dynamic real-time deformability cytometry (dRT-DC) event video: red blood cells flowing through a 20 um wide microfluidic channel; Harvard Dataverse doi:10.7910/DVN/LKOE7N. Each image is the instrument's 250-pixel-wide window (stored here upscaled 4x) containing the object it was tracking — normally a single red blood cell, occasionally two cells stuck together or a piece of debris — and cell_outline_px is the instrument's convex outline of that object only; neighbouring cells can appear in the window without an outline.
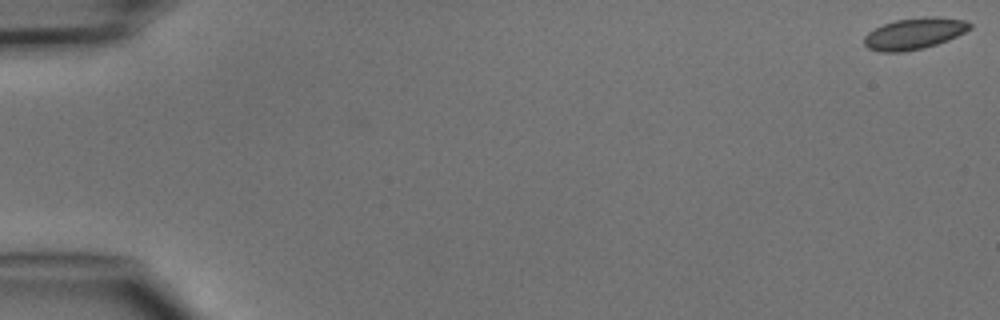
{"species": "common noctule bat (a hibernating species)", "species_latin": "Nyctalus noctula", "temperature_condition": "cold", "stored_images_in_passage": 5, "camera_frame_rate_fps": 3000, "um_per_image_px": 0.085, "animal": {"sex": "male", "body_mass_g": 15.6}, "frame": {"image": 1, "passage_image": 1, "time_ms": 0.0, "image_size_px": [1000, 320], "cell_outline_px": [[972, 28], [948, 40], [924, 48], [900, 52], [880, 52], [868, 48], [864, 44], [864, 36], [868, 32], [884, 24], [896, 20], [924, 16], [936, 16], [968, 20], [972, 24]], "centroid_in_image_um": [77.74, 2.84], "position_along_channel_um": 7.3, "area_um2": 19.42}}